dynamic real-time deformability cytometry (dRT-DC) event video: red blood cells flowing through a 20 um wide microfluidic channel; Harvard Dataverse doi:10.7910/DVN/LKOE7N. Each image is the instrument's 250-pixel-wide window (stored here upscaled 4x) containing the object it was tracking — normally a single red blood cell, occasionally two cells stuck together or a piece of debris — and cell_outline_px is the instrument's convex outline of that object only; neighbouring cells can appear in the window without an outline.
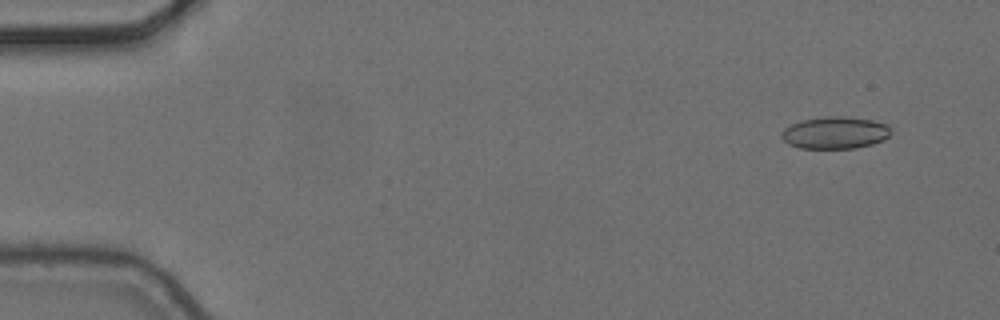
{"species": "common noctule bat (a hibernating species)", "species_latin": "Nyctalus noctula", "temperature_condition": "cold", "stored_images_in_passage": 5, "camera_frame_rate_fps": 3000, "um_per_image_px": 0.085, "animal": {"sex": "female", "body_mass_g": 24.6, "forearm_length_mm": 56.2}, "frame": {"image": 1, "passage_image": 1, "time_ms": 0.0, "image_size_px": [1000, 320], "cell_outline_px": [[892, 132], [884, 140], [872, 144], [856, 148], [800, 148], [788, 144], [780, 136], [780, 132], [784, 128], [800, 120], [824, 116], [844, 116], [872, 120], [888, 124], [892, 128]], "centroid_in_image_um": [70.99, 11.27], "position_along_channel_um": 14.0, "area_um2": 20.75}}
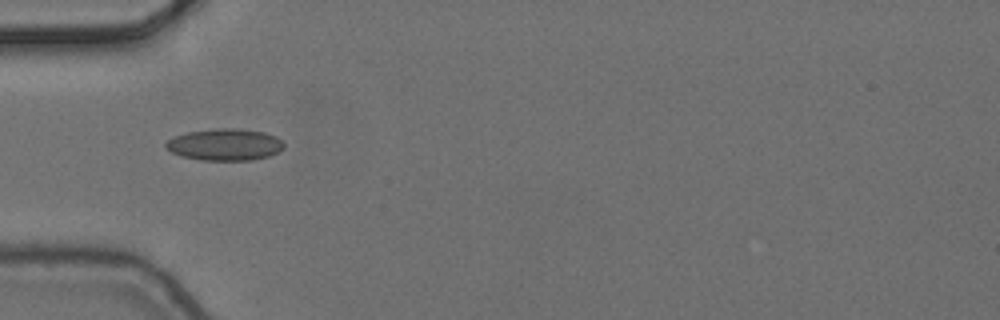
{"frame": {"image": 2, "passage_image": 5, "time_ms": 1.333, "image_size_px": [1000, 320], "cell_outline_px": [[284, 148], [280, 152], [268, 156], [252, 160], [200, 160], [180, 156], [164, 148], [164, 144], [168, 140], [176, 136], [188, 132], [216, 128], [240, 128], [264, 132], [276, 136], [284, 144]], "centroid_in_image_um": [19.12, 12.29], "position_along_channel_um": 65.9, "area_um2": 22.02}}